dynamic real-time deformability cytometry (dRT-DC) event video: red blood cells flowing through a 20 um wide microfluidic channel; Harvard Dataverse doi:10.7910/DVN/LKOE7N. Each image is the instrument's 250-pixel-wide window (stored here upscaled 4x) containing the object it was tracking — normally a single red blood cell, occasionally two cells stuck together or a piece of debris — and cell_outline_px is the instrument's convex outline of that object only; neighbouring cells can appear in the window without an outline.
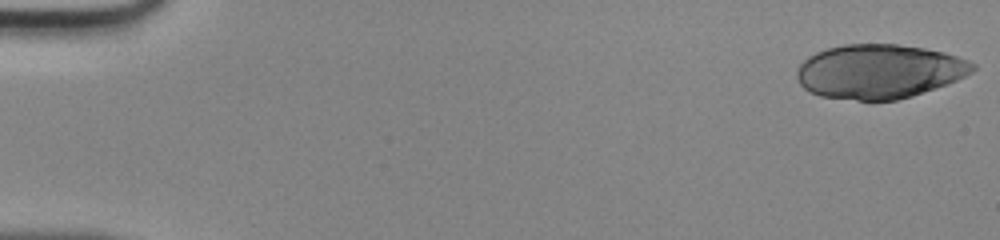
{"species": "human", "species_latin": "Homo sapiens", "temperature_condition": "room temperature", "stored_images_in_passage": 21, "camera_frame_rate_fps": 3000, "um_per_image_px": 0.085, "donor": {"sex": "male"}, "frame": {"image": 1, "passage_image": 1, "time_ms": 0.0, "image_size_px": [1000, 240], "cell_outline_px": [[976, 68], [972, 72], [948, 84], [912, 96], [896, 100], [856, 100], [820, 96], [808, 92], [800, 84], [796, 76], [796, 72], [800, 64], [808, 56], [816, 52], [828, 48], [844, 44], [896, 44], [924, 48], [944, 52], [968, 60], [976, 64]], "centroid_in_image_um": [74.72, 6.07], "position_along_channel_um": 10.3, "area_um2": 55.66}}
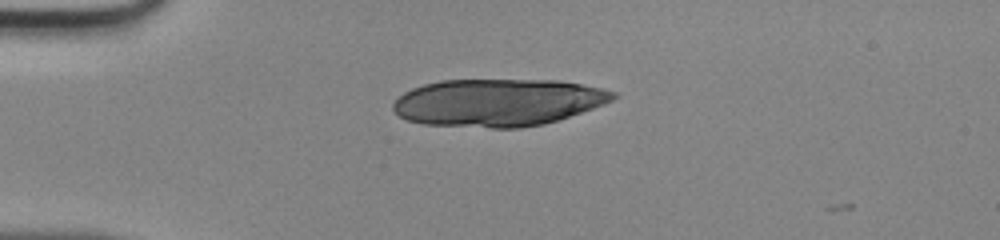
{"frame": {"image": 2, "passage_image": 12, "time_ms": 3.667, "image_size_px": [1000, 240], "cell_outline_px": [[616, 96], [612, 100], [604, 104], [544, 124], [520, 128], [492, 128], [424, 124], [408, 120], [400, 116], [392, 108], [392, 104], [404, 92], [412, 88], [424, 84], [440, 80], [560, 80], [604, 88], [616, 92]], "centroid_in_image_um": [42.32, 8.7], "position_along_channel_um": 42.7, "area_um2": 60.69}}